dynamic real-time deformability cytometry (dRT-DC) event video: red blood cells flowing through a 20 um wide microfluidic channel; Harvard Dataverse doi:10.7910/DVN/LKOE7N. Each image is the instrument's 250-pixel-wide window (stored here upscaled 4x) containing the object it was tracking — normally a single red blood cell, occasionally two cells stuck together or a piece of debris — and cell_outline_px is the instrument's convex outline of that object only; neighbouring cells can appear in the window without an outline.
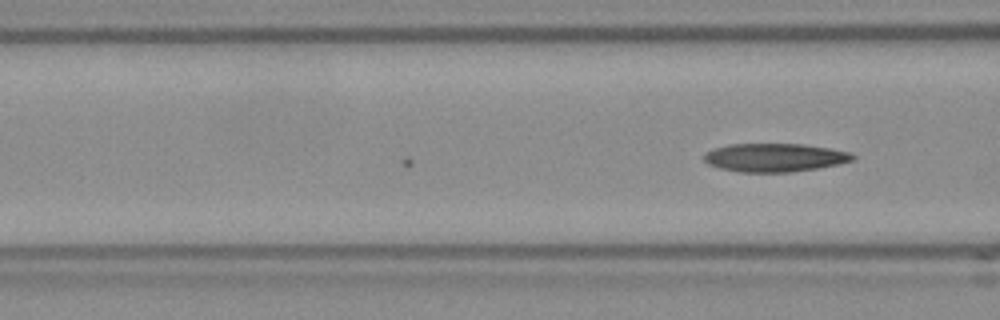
{"species": "Egyptian fruit bat (a non-hibernating species)", "species_latin": "Rousettus aegyptiacus", "temperature_condition": "room temperature", "stored_images_in_passage": 8, "camera_frame_rate_fps": 3000, "um_per_image_px": 0.085, "frame": {"image": 1, "passage_image": 8, "time_ms": 2.333, "image_size_px": [1000, 320], "cell_outline_px": [[856, 156], [852, 160], [840, 164], [820, 168], [792, 172], [740, 172], [720, 168], [708, 164], [704, 160], [704, 152], [712, 148], [728, 144], [800, 144], [828, 148], [848, 152]], "centroid_in_image_um": [65.81, 13.39], "position_along_channel_um": 100.8, "area_um2": 24.68}}